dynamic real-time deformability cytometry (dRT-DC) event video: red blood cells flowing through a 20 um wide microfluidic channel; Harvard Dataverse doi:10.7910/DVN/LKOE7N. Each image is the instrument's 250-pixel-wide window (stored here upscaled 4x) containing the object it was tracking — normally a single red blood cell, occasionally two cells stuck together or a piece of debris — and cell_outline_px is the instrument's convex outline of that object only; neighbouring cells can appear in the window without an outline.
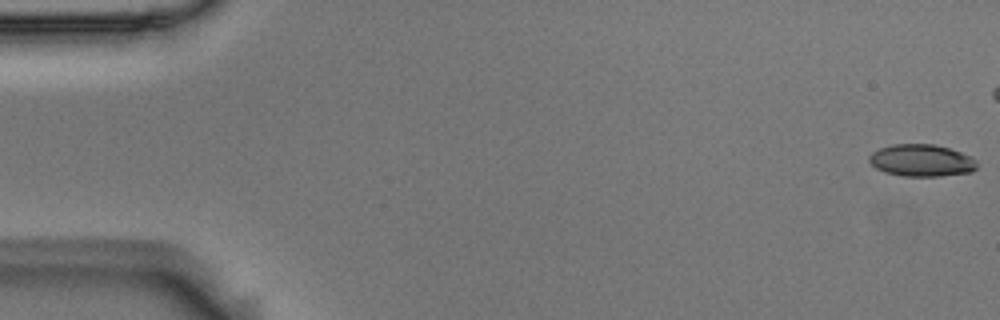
{"species": "Egyptian fruit bat (a non-hibernating species)", "species_latin": "Rousettus aegyptiacus", "temperature_condition": "room temperature", "stored_images_in_passage": 48, "camera_frame_rate_fps": 3000, "um_per_image_px": 0.085, "animal": {"sex": "male"}, "frame": {"image": 1, "passage_image": 1, "time_ms": 0.0, "image_size_px": [1000, 320], "cell_outline_px": [[976, 168], [972, 172], [940, 176], [904, 176], [884, 172], [876, 168], [868, 160], [868, 156], [872, 152], [880, 148], [892, 144], [932, 144], [948, 148], [972, 156], [976, 160]], "centroid_in_image_um": [78.32, 13.64], "position_along_channel_um": 6.7, "area_um2": 20.17}}
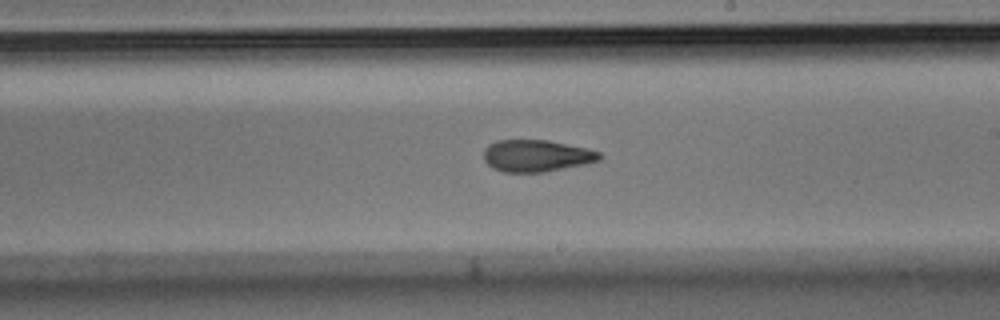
{"frame": {"image": 2, "passage_image": 32, "time_ms": 10.333, "image_size_px": [1000, 320], "cell_outline_px": [[604, 156], [600, 160], [588, 164], [544, 172], [504, 172], [492, 168], [484, 160], [484, 148], [488, 144], [496, 140], [548, 140], [588, 148], [600, 152]], "centroid_in_image_um": [45.63, 13.24], "position_along_channel_um": 243.4, "area_um2": 21.85}}
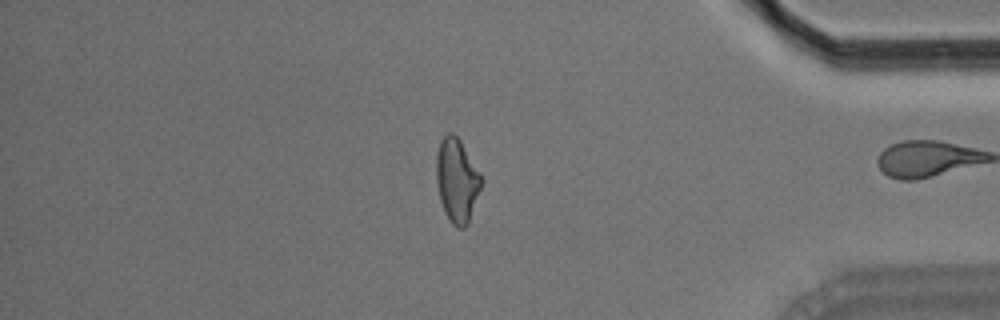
{"frame": {"image": 3, "passage_image": 47, "time_ms": 15.333, "image_size_px": [1000, 320], "cell_outline_px": [[484, 180], [468, 224], [464, 228], [456, 228], [452, 224], [444, 212], [440, 200], [436, 180], [436, 152], [440, 140], [448, 132], [452, 132], [460, 140], [480, 172]], "centroid_in_image_um": [38.84, 15.33], "position_along_channel_um": 396.4, "area_um2": 22.25}, "authors_computed_cell_mechanics": {"area_um2": 21.7906, "velocity_mm_per_s": 3.6683, "shape_relaxation_time_tau1_ms": 8.1922, "shape_relaxation_time_tau2_ms": 2.3705, "deformation_change_tau1": 0.1859, "deformation_change_tau2": 0.0953}}